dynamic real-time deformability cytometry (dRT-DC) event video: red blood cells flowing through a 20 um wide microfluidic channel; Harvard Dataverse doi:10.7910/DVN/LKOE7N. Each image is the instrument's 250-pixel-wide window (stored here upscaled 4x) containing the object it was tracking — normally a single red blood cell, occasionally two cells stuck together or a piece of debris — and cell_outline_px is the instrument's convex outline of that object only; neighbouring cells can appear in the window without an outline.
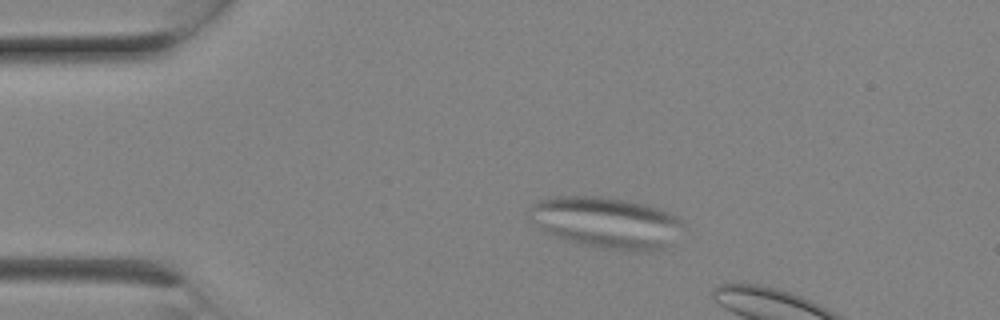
{"species": "Egyptian fruit bat (a non-hibernating species)", "species_latin": "Rousettus aegyptiacus", "temperature_condition": "room temperature", "stored_images_in_passage": 6, "camera_frame_rate_fps": 3000, "um_per_image_px": 0.085, "animal": {"sex": "female"}, "frame": {"image": 1, "passage_image": 4, "time_ms": 1.0, "image_size_px": [1000, 320], "cell_outline_px": [[684, 224], [664, 248], [648, 252], [624, 252], [604, 248], [568, 240], [544, 232], [528, 220], [528, 208], [532, 204], [548, 196], [600, 196], [644, 204], [668, 212], [676, 216]], "centroid_in_image_um": [51.46, 18.91], "position_along_channel_um": 33.5, "area_um2": 45.89}}